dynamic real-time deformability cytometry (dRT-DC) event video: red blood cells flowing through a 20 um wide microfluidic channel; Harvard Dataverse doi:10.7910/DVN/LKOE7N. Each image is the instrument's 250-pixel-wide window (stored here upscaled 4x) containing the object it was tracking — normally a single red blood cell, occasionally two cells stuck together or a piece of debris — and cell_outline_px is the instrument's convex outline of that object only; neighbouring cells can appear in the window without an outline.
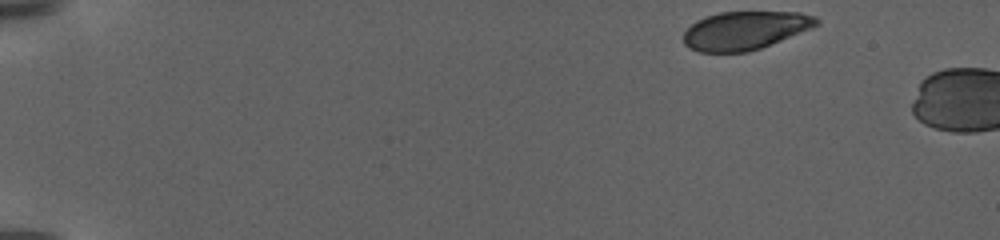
{"species": "human", "species_latin": "Homo sapiens", "temperature_condition": "warm", "stored_images_in_passage": 4, "camera_frame_rate_fps": 3000, "um_per_image_px": 0.085, "donor": {"sex": "female"}, "frame": {"image": 1, "passage_image": 1, "time_ms": 0.0, "image_size_px": [1000, 240], "cell_outline_px": [[820, 24], [812, 28], [760, 48], [748, 52], [700, 52], [688, 48], [684, 44], [684, 32], [696, 20], [720, 12], [800, 12], [816, 16], [820, 20]], "centroid_in_image_um": [63.34, 2.58], "position_along_channel_um": 21.7, "area_um2": 29.71}}